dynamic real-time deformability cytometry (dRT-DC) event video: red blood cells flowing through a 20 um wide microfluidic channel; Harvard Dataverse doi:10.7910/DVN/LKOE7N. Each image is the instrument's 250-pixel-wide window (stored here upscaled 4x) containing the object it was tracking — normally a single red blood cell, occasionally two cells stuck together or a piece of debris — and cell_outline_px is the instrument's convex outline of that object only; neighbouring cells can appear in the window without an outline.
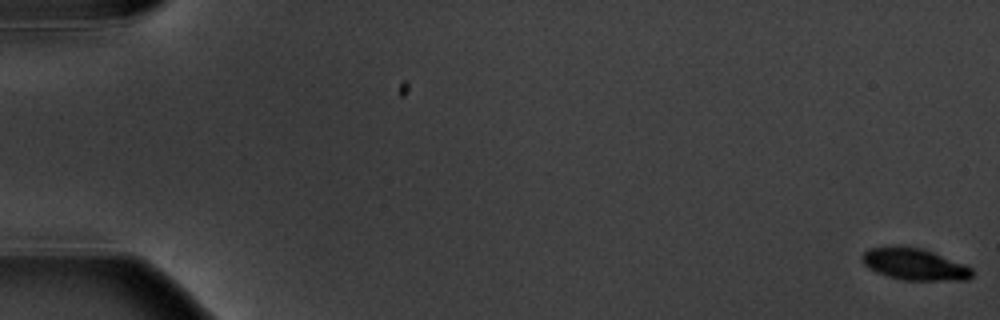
{"species": "common noctule bat (a hibernating species)", "species_latin": "Nyctalus noctula", "temperature_condition": "warm", "stored_images_in_passage": 9, "camera_frame_rate_fps": 3000, "um_per_image_px": 0.085, "animal": {"sex": "male", "body_mass_g": 20.1, "forearm_length_mm": 53.5}, "frame": {"image": 1, "passage_image": 1, "time_ms": 0.0, "image_size_px": [1000, 320], "cell_outline_px": [[972, 276], [968, 280], [904, 280], [888, 276], [876, 272], [868, 268], [864, 264], [860, 256], [868, 248], [924, 248], [964, 264], [972, 268]], "centroid_in_image_um": [77.75, 22.49], "position_along_channel_um": 7.2, "area_um2": 19.94}}
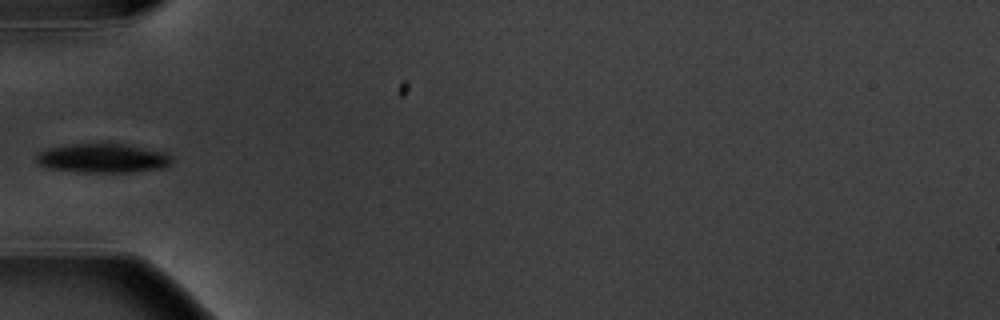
{"frame": {"image": 2, "passage_image": 6, "time_ms": 6.667, "image_size_px": [1000, 320], "cell_outline_px": [[172, 164], [164, 168], [132, 172], [80, 172], [48, 168], [40, 164], [36, 160], [36, 152], [48, 148], [72, 144], [120, 144], [164, 152], [172, 156]], "centroid_in_image_um": [8.73, 13.46], "position_along_channel_um": 76.3, "area_um2": 22.89}}
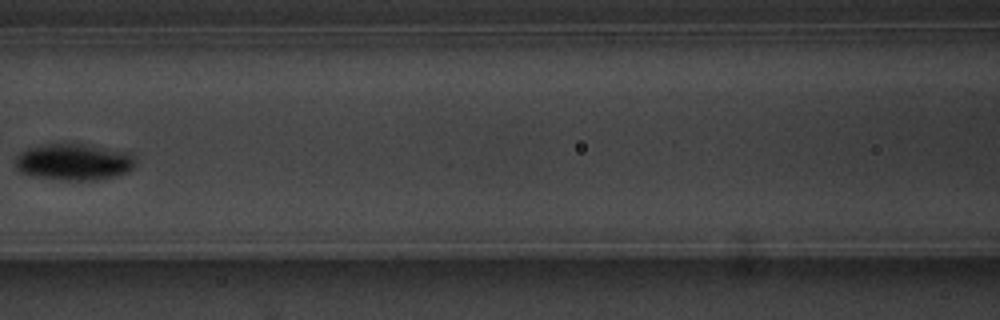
{"frame": {"image": 3, "passage_image": 8, "time_ms": 9.0, "image_size_px": [1000, 320], "cell_outline_px": [[136, 164], [128, 172], [116, 176], [96, 180], [56, 180], [32, 176], [20, 172], [16, 168], [16, 156], [20, 152], [28, 148], [48, 144], [72, 140], [132, 152], [136, 156]], "centroid_in_image_um": [6.33, 13.72], "position_along_channel_um": 160.3, "area_um2": 26.82}}